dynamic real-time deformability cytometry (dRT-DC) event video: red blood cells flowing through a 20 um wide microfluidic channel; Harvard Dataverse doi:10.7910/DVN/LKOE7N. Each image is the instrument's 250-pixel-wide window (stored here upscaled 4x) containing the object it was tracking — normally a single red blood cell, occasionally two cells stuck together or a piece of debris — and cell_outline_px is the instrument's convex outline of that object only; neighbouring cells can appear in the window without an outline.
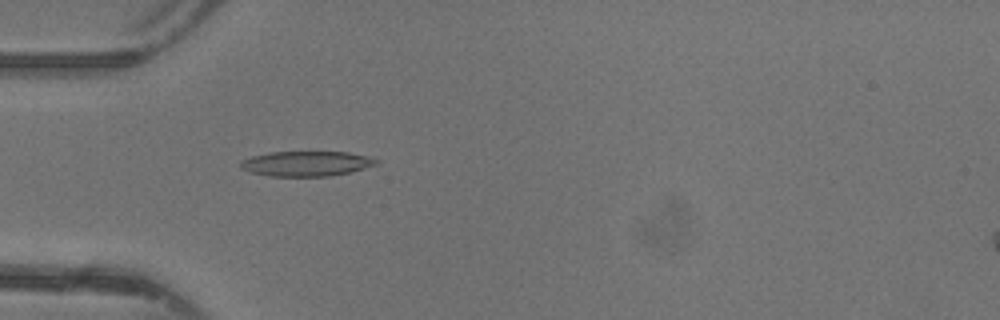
{"species": "common noctule bat (a hibernating species)", "species_latin": "Nyctalus noctula", "temperature_condition": "warm", "stored_images_in_passage": 39, "camera_frame_rate_fps": 3000, "um_per_image_px": 0.085, "animal": {"sex": "female"}, "frame": {"image": 1, "passage_image": 7, "time_ms": 2.0, "image_size_px": [1000, 320], "cell_outline_px": [[380, 164], [348, 172], [328, 176], [272, 176], [252, 172], [240, 168], [240, 160], [252, 156], [272, 152], [348, 152], [368, 156], [380, 160]], "centroid_in_image_um": [26.07, 13.9], "position_along_channel_um": 58.9, "area_um2": 19.71}}
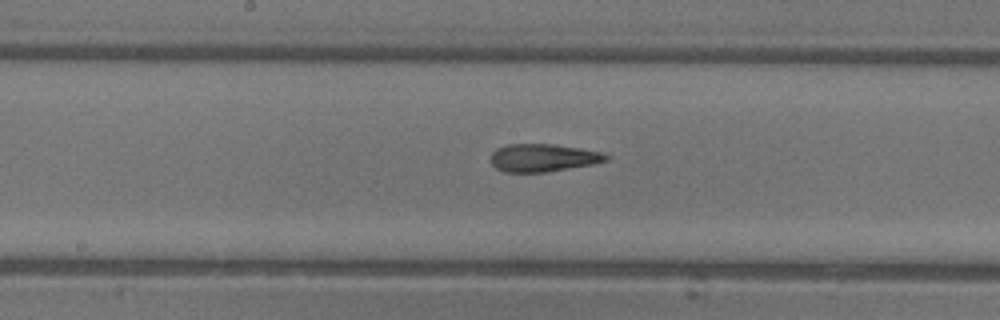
{"frame": {"image": 2, "passage_image": 17, "time_ms": 5.333, "image_size_px": [1000, 320], "cell_outline_px": [[608, 160], [592, 164], [544, 172], [504, 172], [496, 168], [492, 164], [492, 152], [496, 148], [508, 144], [552, 144], [604, 152], [608, 156]], "centroid_in_image_um": [46.14, 13.4], "position_along_channel_um": 202.1, "area_um2": 18.5}}
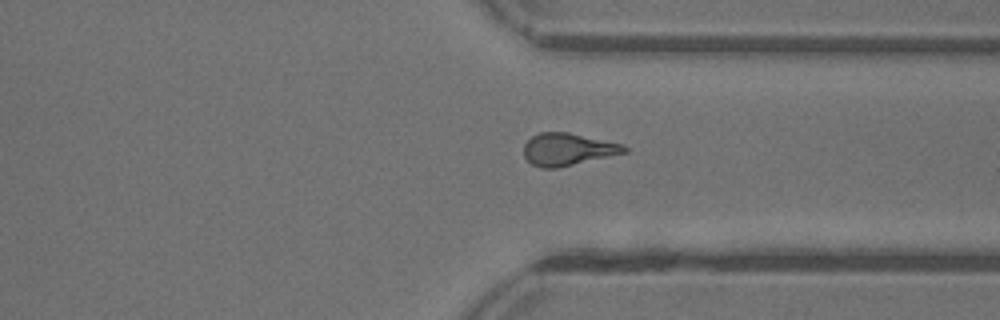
{"frame": {"image": 3, "passage_image": 28, "time_ms": 9.0, "image_size_px": [1000, 320], "cell_outline_px": [[628, 152], [556, 168], [540, 168], [532, 164], [524, 156], [524, 144], [532, 136], [540, 132], [568, 132], [620, 144], [628, 148]], "centroid_in_image_um": [48.23, 12.69], "position_along_channel_um": 363.2, "area_um2": 18.67}, "authors_computed_cell_mechanics": {"area_um2": 18.9006, "velocity_mm_per_s": 4.4128, "shape_relaxation_time_tau1_ms": null, "shape_relaxation_time_tau2_ms": 1.9996, "deformation_change_tau1": null, "deformation_change_tau2": 0.11}}